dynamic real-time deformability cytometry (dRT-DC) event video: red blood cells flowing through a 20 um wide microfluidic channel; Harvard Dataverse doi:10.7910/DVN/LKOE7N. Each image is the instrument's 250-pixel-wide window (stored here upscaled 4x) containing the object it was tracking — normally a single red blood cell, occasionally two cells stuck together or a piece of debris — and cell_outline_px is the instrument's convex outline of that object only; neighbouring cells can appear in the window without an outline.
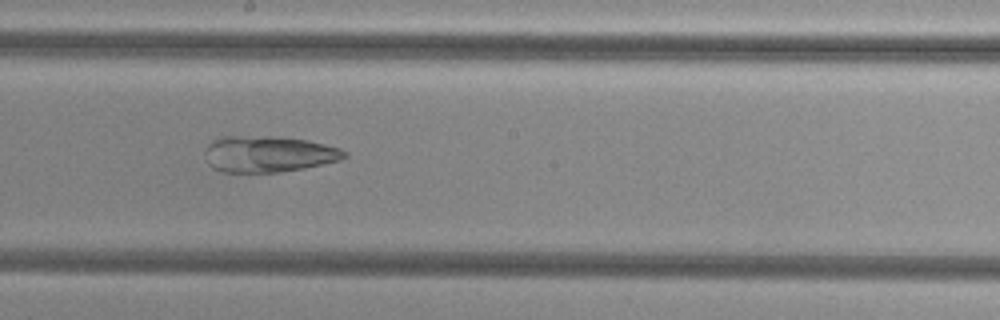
{"species": "common noctule bat (a hibernating species)", "species_latin": "Nyctalus noctula", "temperature_condition": "cold", "stored_images_in_passage": 33, "camera_frame_rate_fps": 3000, "um_per_image_px": 0.085, "animal": {"sex": "female", "body_mass_g": 29.2, "forearm_length_mm": 56.3}, "frame": {"image": 1, "passage_image": 15, "time_ms": 4.667, "image_size_px": [1000, 320], "cell_outline_px": [[348, 156], [340, 160], [304, 168], [280, 172], [224, 172], [212, 168], [208, 164], [204, 152], [204, 148], [212, 140], [220, 136], [276, 136], [308, 140], [340, 148], [348, 152]], "centroid_in_image_um": [22.79, 13.08], "position_along_channel_um": 225.4, "area_um2": 29.77}}